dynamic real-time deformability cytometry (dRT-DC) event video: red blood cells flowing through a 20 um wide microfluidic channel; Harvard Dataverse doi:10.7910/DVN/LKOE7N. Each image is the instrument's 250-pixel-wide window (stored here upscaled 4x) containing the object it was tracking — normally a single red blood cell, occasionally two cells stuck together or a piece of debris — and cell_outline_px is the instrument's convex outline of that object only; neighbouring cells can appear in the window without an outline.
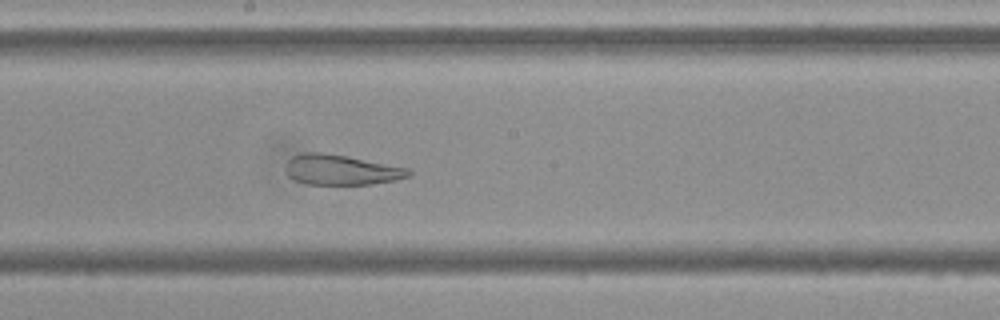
{"species": "Egyptian fruit bat (a non-hibernating species)", "species_latin": "Rousettus aegyptiacus", "temperature_condition": "cold", "stored_images_in_passage": 56, "camera_frame_rate_fps": 3000, "um_per_image_px": 0.085, "frame": {"image": 1, "passage_image": 31, "time_ms": 10.0, "image_size_px": [1000, 320], "cell_outline_px": [[412, 172], [408, 176], [396, 180], [372, 184], [308, 184], [296, 180], [288, 176], [284, 168], [288, 160], [292, 156], [304, 152], [320, 152], [348, 156], [408, 168]], "centroid_in_image_um": [28.97, 14.43], "position_along_channel_um": 219.2, "area_um2": 21.62}}
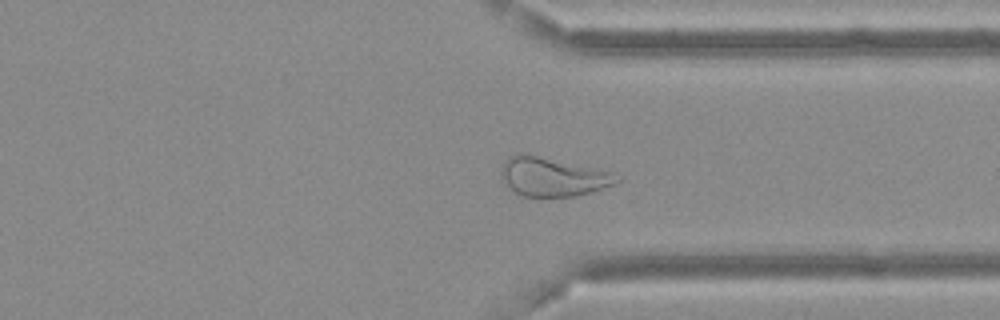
{"frame": {"image": 2, "passage_image": 43, "time_ms": 14.0, "image_size_px": [1000, 320], "cell_outline_px": [[620, 180], [612, 184], [592, 192], [576, 196], [520, 196], [508, 188], [504, 184], [500, 176], [500, 168], [504, 160], [508, 156], [516, 152], [520, 152], [616, 172], [620, 176]], "centroid_in_image_um": [46.93, 15.01], "position_along_channel_um": 364.5, "area_um2": 26.65}}
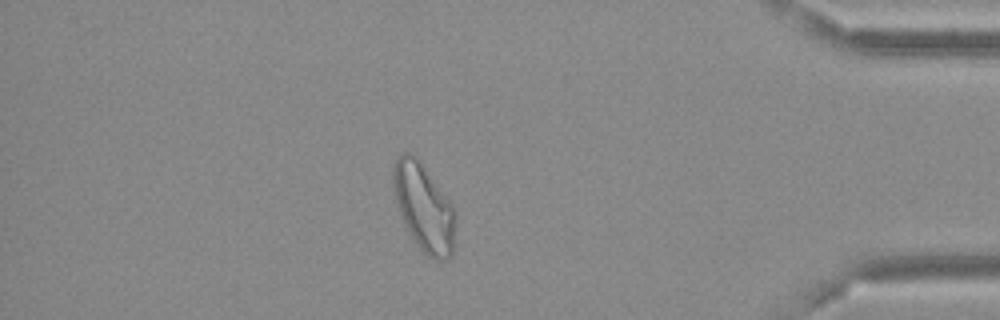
{"frame": {"image": 3, "passage_image": 49, "time_ms": 16.0, "image_size_px": [1000, 320], "cell_outline_px": [[456, 216], [452, 256], [448, 260], [436, 260], [428, 256], [412, 240], [404, 224], [396, 200], [392, 180], [392, 172], [396, 156], [404, 152], [412, 152], [452, 204], [456, 212]], "centroid_in_image_um": [36.02, 17.66], "position_along_channel_um": 399.2, "area_um2": 31.67}}